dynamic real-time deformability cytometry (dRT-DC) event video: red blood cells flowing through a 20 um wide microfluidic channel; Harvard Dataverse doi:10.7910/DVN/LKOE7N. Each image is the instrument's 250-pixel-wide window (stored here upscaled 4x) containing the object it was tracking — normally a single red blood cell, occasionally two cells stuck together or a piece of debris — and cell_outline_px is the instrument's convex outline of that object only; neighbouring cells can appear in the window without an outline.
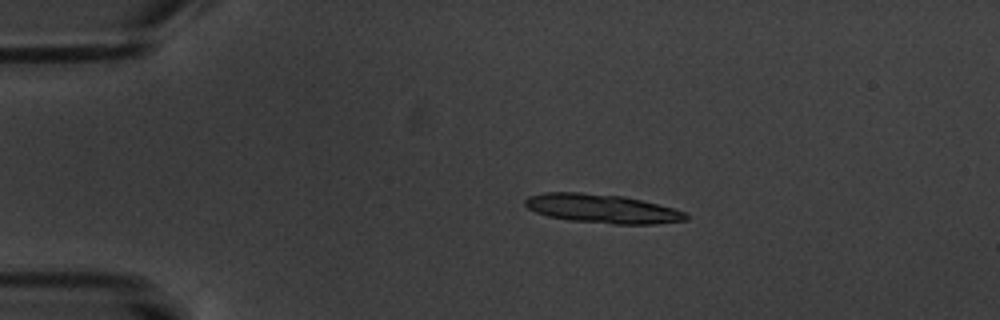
{"species": "common noctule bat (a hibernating species)", "species_latin": "Nyctalus noctula", "temperature_condition": "warm", "stored_images_in_passage": 7, "camera_frame_rate_fps": 3000, "um_per_image_px": 0.085, "animal": {"sex": "male", "body_mass_g": 20.1, "forearm_length_mm": 53.5}, "frame": {"image": 1, "passage_image": 4, "time_ms": 3.667, "image_size_px": [1000, 320], "cell_outline_px": [[688, 220], [656, 224], [612, 224], [568, 220], [548, 216], [536, 212], [528, 208], [524, 204], [524, 200], [528, 196], [544, 192], [580, 192], [624, 196], [672, 208], [684, 212], [688, 216]], "centroid_in_image_um": [51.15, 17.73], "position_along_channel_um": 33.9, "area_um2": 27.05}}